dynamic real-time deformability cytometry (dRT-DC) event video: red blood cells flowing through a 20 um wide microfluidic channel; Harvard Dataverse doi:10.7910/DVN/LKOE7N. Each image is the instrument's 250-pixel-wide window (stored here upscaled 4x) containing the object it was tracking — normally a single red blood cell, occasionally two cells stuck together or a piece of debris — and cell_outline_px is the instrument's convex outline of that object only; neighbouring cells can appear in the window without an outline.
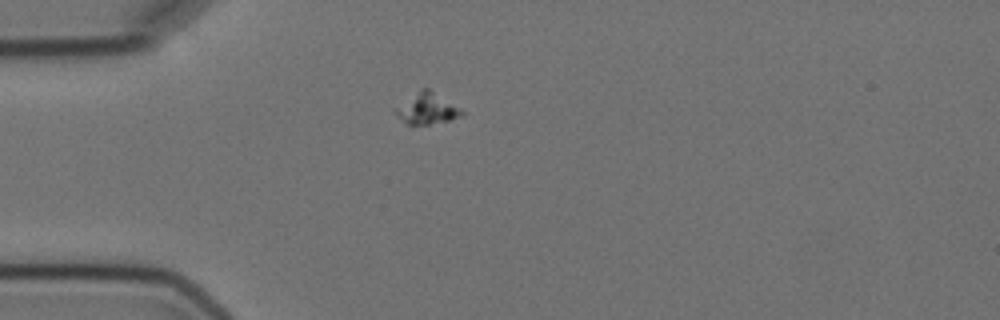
{"species": "Egyptian fruit bat (a non-hibernating species)", "species_latin": "Rousettus aegyptiacus", "temperature_condition": "cold", "stored_images_in_passage": 3, "camera_frame_rate_fps": 3000, "um_per_image_px": 0.085, "animal": {"sex": "female"}, "frame": {"image": 1, "passage_image": 3, "time_ms": 3.333, "image_size_px": [1000, 320], "cell_outline_px": [[464, 116], [448, 120], [428, 124], [404, 124], [392, 112], [392, 108], [420, 88], [428, 88], [460, 108], [464, 112]], "centroid_in_image_um": [36.21, 9.23], "position_along_channel_um": 48.8, "area_um2": 12.25}}